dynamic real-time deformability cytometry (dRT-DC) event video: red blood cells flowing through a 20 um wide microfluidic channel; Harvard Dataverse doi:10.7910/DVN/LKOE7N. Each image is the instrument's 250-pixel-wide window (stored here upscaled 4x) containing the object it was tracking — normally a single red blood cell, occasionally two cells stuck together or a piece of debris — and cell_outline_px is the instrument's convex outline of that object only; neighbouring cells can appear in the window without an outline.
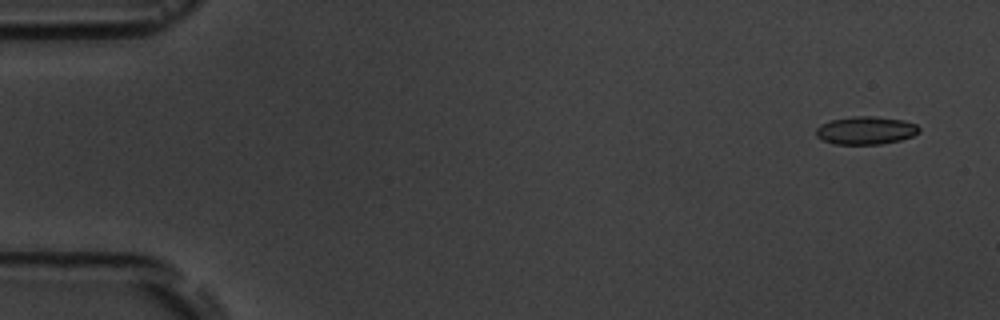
{"species": "common noctule bat (a hibernating species)", "species_latin": "Nyctalus noctula", "temperature_condition": "room temperature", "stored_images_in_passage": 16, "camera_frame_rate_fps": 3000, "um_per_image_px": 0.085, "animal": {"sex": "male", "body_mass_g": 19.5, "forearm_length_mm": 54.6}, "frame": {"image": 1, "passage_image": 1, "time_ms": 0.0, "image_size_px": [1000, 320], "cell_outline_px": [[920, 132], [912, 136], [900, 140], [880, 144], [832, 144], [816, 136], [816, 128], [820, 124], [832, 120], [852, 116], [876, 116], [904, 120], [916, 124], [920, 128]], "centroid_in_image_um": [73.6, 11.08], "position_along_channel_um": 11.4, "area_um2": 16.88}}
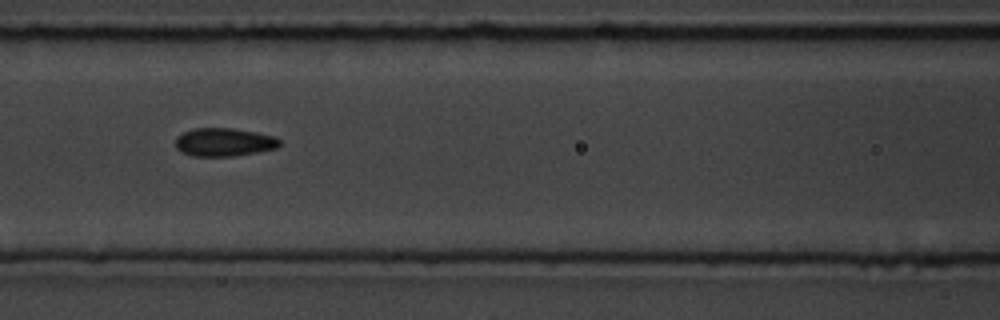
{"frame": {"image": 2, "passage_image": 7, "time_ms": 7.0, "image_size_px": [1000, 320], "cell_outline_px": [[280, 144], [276, 148], [256, 152], [232, 156], [192, 156], [176, 148], [176, 136], [192, 128], [232, 128], [256, 132], [276, 136], [280, 140]], "centroid_in_image_um": [19.04, 12.07], "position_along_channel_um": 147.6, "area_um2": 17.11}}
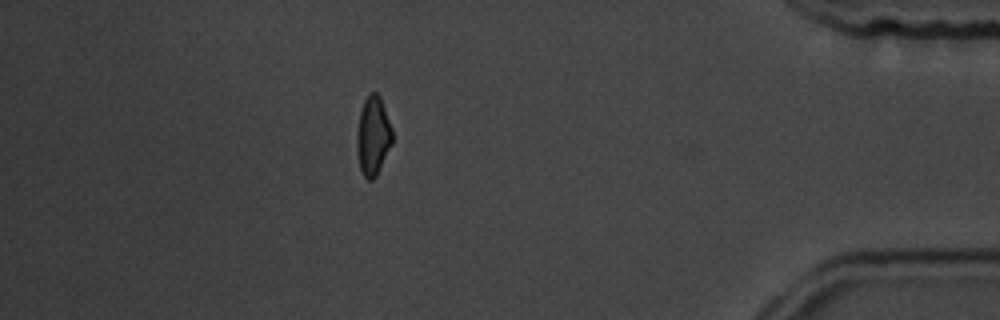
{"frame": {"image": 3, "passage_image": 14, "time_ms": 15.0, "image_size_px": [1000, 320], "cell_outline_px": [[392, 144], [376, 176], [372, 180], [368, 180], [364, 176], [360, 168], [356, 148], [356, 140], [360, 112], [364, 100], [372, 92], [376, 92], [380, 96], [392, 128]], "centroid_in_image_um": [31.71, 11.56], "position_along_channel_um": 403.5, "area_um2": 16.18}, "authors_computed_cell_mechanics": {"area_um2": 16.762, "velocity_mm_per_s": 3.7635, "shape_relaxation_time_tau1_ms": null, "shape_relaxation_time_tau2_ms": 4.731, "deformation_change_tau1": null, "deformation_change_tau2": 0.0775}}